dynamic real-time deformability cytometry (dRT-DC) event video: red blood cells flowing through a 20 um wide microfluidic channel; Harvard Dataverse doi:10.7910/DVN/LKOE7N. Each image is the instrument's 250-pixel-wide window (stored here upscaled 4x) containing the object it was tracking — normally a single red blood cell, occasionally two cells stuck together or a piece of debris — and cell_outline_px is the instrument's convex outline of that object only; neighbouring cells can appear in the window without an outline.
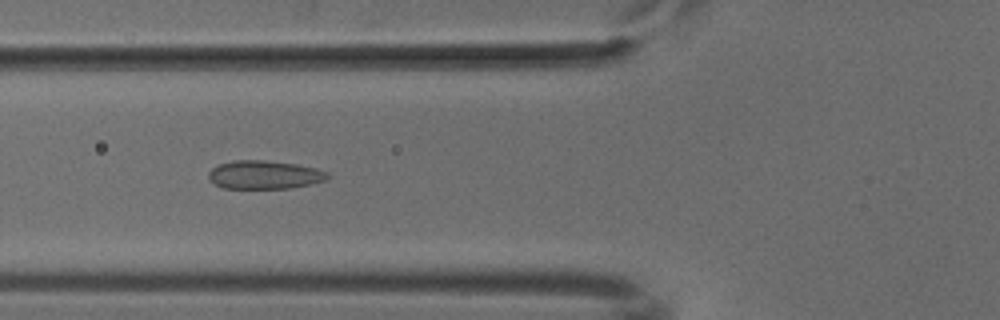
{"species": "common noctule bat (a hibernating species)", "species_latin": "Nyctalus noctula", "temperature_condition": "cold", "stored_images_in_passage": 49, "camera_frame_rate_fps": 3000, "um_per_image_px": 0.085, "animal": {"sex": "male", "body_mass_g": 18.8}, "frame": {"image": 1, "passage_image": 16, "time_ms": 5.0, "image_size_px": [1000, 320], "cell_outline_px": [[332, 176], [324, 180], [308, 184], [288, 188], [224, 188], [216, 184], [208, 176], [208, 172], [212, 168], [220, 164], [236, 160], [264, 160], [296, 164], [316, 168], [328, 172]], "centroid_in_image_um": [22.49, 14.85], "position_along_channel_um": 103.3, "area_um2": 19.48}}
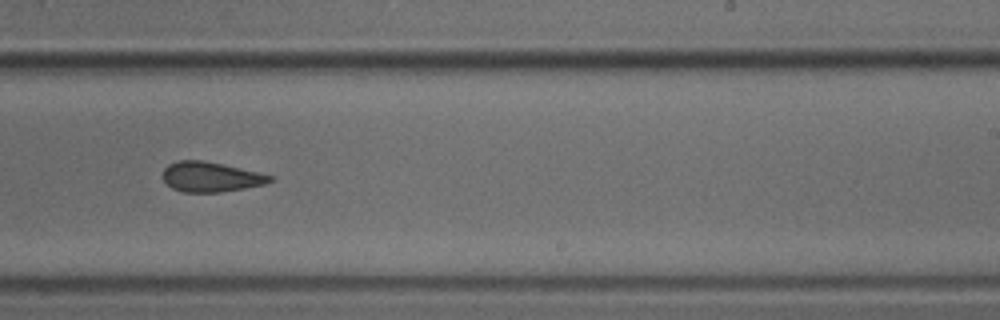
{"frame": {"image": 2, "passage_image": 29, "time_ms": 9.333, "image_size_px": [1000, 320], "cell_outline_px": [[272, 180], [264, 184], [244, 188], [220, 192], [184, 192], [172, 188], [164, 180], [164, 168], [168, 164], [176, 160], [204, 160], [256, 172], [272, 176]], "centroid_in_image_um": [17.86, 15.03], "position_along_channel_um": 271.1, "area_um2": 18.38}}
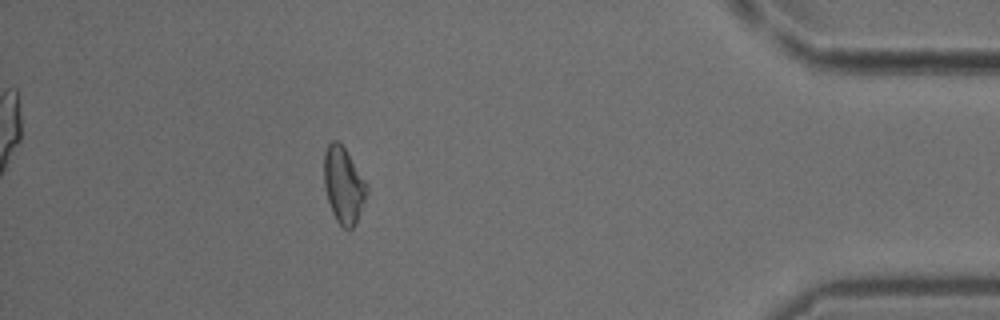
{"frame": {"image": 3, "passage_image": 43, "time_ms": 14.0, "image_size_px": [1000, 320], "cell_outline_px": [[368, 192], [364, 204], [352, 228], [344, 228], [336, 220], [332, 212], [324, 188], [324, 152], [328, 144], [332, 140], [336, 140], [344, 148], [368, 184]], "centroid_in_image_um": [29.2, 15.73], "position_along_channel_um": 406.0, "area_um2": 18.84}}